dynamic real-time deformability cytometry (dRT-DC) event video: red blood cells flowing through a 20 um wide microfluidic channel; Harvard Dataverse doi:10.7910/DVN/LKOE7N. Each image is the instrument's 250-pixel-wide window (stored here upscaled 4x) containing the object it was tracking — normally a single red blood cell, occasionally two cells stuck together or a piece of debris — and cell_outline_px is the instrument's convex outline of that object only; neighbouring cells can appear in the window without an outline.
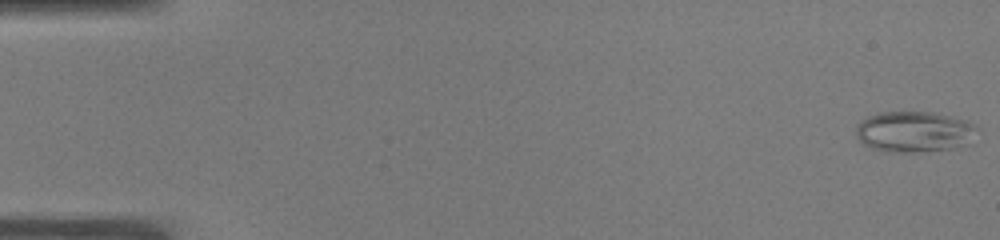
{"species": "common noctule bat (a hibernating species)", "species_latin": "Nyctalus noctula", "temperature_condition": "warm", "stored_images_in_passage": 52, "camera_frame_rate_fps": 3000, "um_per_image_px": 0.085, "animal": {"sex": "male", "body_mass_g": 19.0, "forearm_length_mm": 50.8}, "frame": {"image": 1, "passage_image": 1, "time_ms": 0.0, "image_size_px": [1000, 240], "cell_outline_px": [[980, 128], [972, 144], [952, 148], [912, 152], [888, 152], [872, 148], [864, 144], [856, 136], [856, 124], [868, 116], [880, 112], [932, 112], [968, 120]], "centroid_in_image_um": [77.77, 11.19], "position_along_channel_um": 7.2, "area_um2": 29.25}}
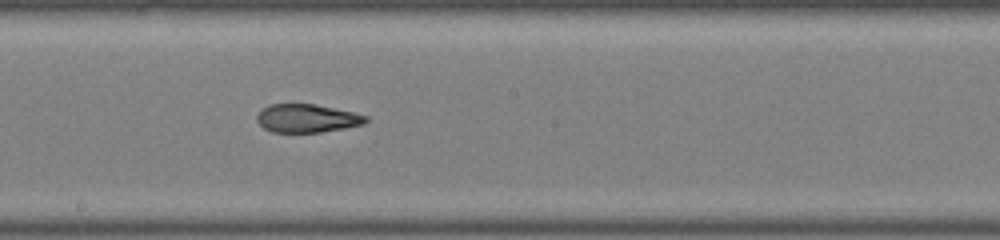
{"frame": {"image": 2, "passage_image": 29, "time_ms": 9.333, "image_size_px": [1000, 240], "cell_outline_px": [[368, 120], [364, 124], [344, 128], [320, 132], [272, 132], [264, 128], [256, 120], [256, 116], [268, 104], [316, 104], [352, 112], [368, 116]], "centroid_in_image_um": [26.09, 10.05], "position_along_channel_um": 222.1, "area_um2": 17.86}}
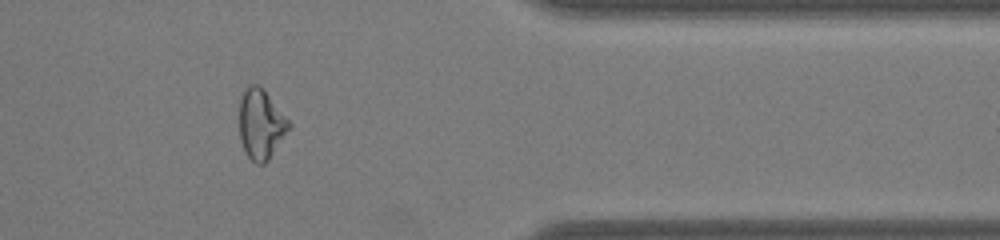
{"frame": {"image": 3, "passage_image": 43, "time_ms": 14.0, "image_size_px": [1000, 240], "cell_outline_px": [[292, 128], [268, 160], [264, 164], [256, 164], [248, 156], [240, 140], [240, 96], [244, 88], [248, 84], [260, 84], [292, 124]], "centroid_in_image_um": [22.2, 10.53], "position_along_channel_um": 389.2, "area_um2": 20.46}, "authors_computed_cell_mechanics": {"area_um2": 21.1837, "velocity_mm_per_s": 3.9332, "shape_relaxation_time_tau1_ms": null, "shape_relaxation_time_tau2_ms": 3.0098, "deformation_change_tau1": null, "deformation_change_tau2": 0.109}}